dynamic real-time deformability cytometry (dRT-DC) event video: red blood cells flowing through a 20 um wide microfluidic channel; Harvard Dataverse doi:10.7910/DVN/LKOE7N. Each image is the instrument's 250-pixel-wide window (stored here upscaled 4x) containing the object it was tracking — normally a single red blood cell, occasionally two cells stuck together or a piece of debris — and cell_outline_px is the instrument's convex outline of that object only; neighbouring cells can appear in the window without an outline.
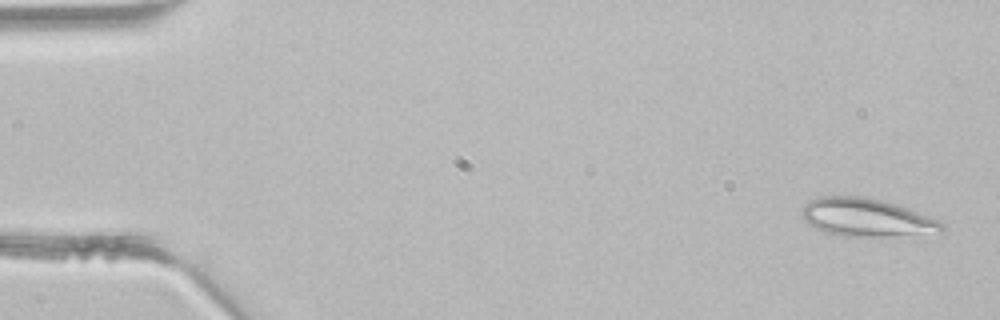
{"species": "common noctule bat (a hibernating species)", "species_latin": "Nyctalus noctula", "temperature_condition": "room temperature", "stored_images_in_passage": 4, "camera_frame_rate_fps": 3000, "um_per_image_px": 0.085, "animal": {"sex": "male", "body_mass_g": 21.5, "forearm_length_mm": 52.0}, "frame": {"image": 1, "passage_image": 1, "time_ms": 0.0, "image_size_px": [1000, 320], "cell_outline_px": [[944, 228], [940, 232], [884, 236], [844, 236], [824, 232], [808, 224], [804, 220], [800, 212], [804, 204], [808, 200], [820, 196], [864, 196], [884, 200], [908, 208], [940, 220], [944, 224]], "centroid_in_image_um": [73.61, 18.47], "position_along_channel_um": 11.4, "area_um2": 31.15}}